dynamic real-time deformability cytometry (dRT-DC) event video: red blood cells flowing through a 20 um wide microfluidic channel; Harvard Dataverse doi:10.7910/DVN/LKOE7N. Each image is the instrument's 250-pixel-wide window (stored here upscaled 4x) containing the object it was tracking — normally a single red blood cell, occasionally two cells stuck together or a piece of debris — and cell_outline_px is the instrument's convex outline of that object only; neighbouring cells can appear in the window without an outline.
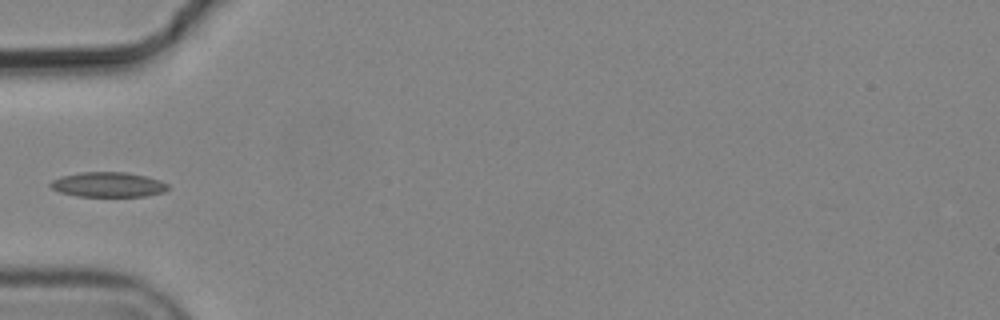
{"species": "common noctule bat (a hibernating species)", "species_latin": "Nyctalus noctula", "temperature_condition": "cold", "stored_images_in_passage": 6, "camera_frame_rate_fps": 3000, "um_per_image_px": 0.085, "animal": {"sex": "male", "body_mass_g": 19.2, "forearm_length_mm": 51.8}, "frame": {"image": 1, "passage_image": 5, "time_ms": 1.333, "image_size_px": [1000, 320], "cell_outline_px": [[168, 188], [164, 192], [144, 196], [76, 196], [60, 192], [52, 188], [48, 184], [52, 180], [60, 176], [80, 172], [128, 172], [160, 180], [168, 184]], "centroid_in_image_um": [9.16, 15.68], "position_along_channel_um": 75.8, "area_um2": 17.05}}
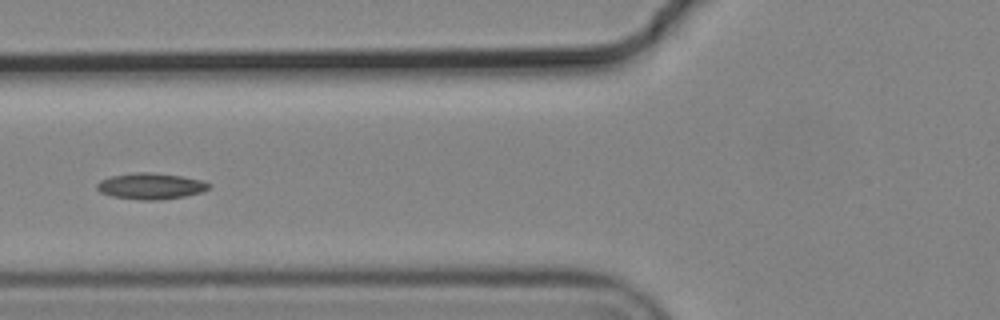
{"frame": {"image": 2, "passage_image": 6, "time_ms": 1.667, "image_size_px": [1000, 320], "cell_outline_px": [[212, 184], [208, 188], [200, 192], [184, 196], [160, 200], [140, 200], [112, 196], [100, 192], [96, 188], [96, 184], [100, 180], [112, 176], [132, 172], [152, 172], [180, 176], [204, 180]], "centroid_in_image_um": [12.8, 15.81], "position_along_channel_um": 113.0, "area_um2": 17.11}}